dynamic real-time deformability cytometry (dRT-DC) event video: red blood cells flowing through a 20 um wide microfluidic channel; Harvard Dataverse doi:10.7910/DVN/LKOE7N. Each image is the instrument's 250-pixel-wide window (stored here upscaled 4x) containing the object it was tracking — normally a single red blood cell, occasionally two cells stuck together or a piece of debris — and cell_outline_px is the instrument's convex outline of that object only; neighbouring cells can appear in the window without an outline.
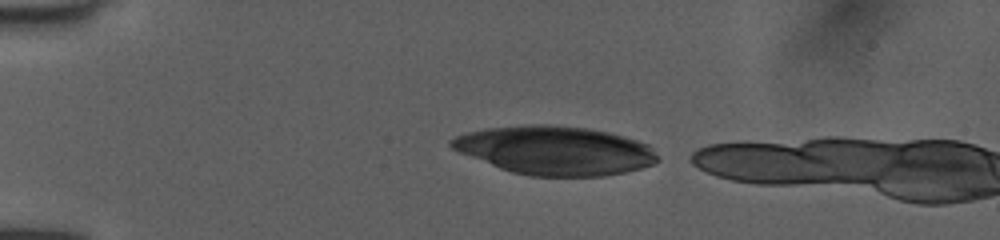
{"species": "human", "species_latin": "Homo sapiens", "temperature_condition": "room temperature", "stored_images_in_passage": 3, "camera_frame_rate_fps": 3000, "um_per_image_px": 0.085, "donor": {"sex": "female"}, "frame": {"image": 1, "passage_image": 1, "time_ms": 0.0, "image_size_px": [1000, 240], "cell_outline_px": [[660, 160], [652, 164], [640, 168], [624, 172], [604, 176], [528, 176], [512, 172], [500, 168], [460, 152], [452, 148], [448, 144], [448, 140], [456, 136], [468, 132], [488, 128], [528, 124], [548, 124], [588, 128], [608, 132], [624, 136], [648, 144], [652, 148]], "centroid_in_image_um": [47.18, 12.78], "position_along_channel_um": 37.8, "area_um2": 58.38}}